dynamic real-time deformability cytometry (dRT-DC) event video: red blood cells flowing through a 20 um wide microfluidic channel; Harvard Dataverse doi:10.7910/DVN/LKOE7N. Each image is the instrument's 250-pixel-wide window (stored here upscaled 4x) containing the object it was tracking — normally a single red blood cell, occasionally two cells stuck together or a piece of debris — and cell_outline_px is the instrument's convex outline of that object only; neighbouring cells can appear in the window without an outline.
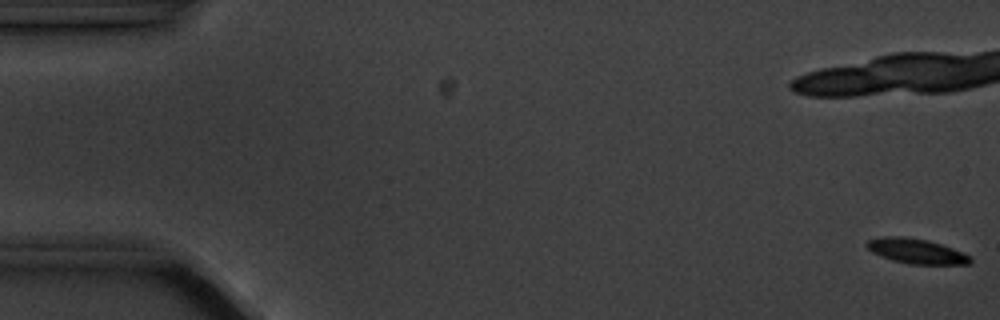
{"species": "common noctule bat (a hibernating species)", "species_latin": "Nyctalus noctula", "temperature_condition": "cold", "stored_images_in_passage": 7, "camera_frame_rate_fps": 3000, "um_per_image_px": 0.085, "animal": {"sex": "male", "body_mass_g": 20.1, "forearm_length_mm": 53.5}, "frame": {"image": 1, "passage_image": 1, "time_ms": 0.0, "image_size_px": [1000, 320], "cell_outline_px": [[972, 260], [968, 264], [912, 264], [892, 260], [872, 252], [864, 244], [868, 240], [880, 236], [904, 236], [928, 240], [952, 248], [968, 256]], "centroid_in_image_um": [77.82, 21.33], "position_along_channel_um": 7.2, "area_um2": 14.85}}
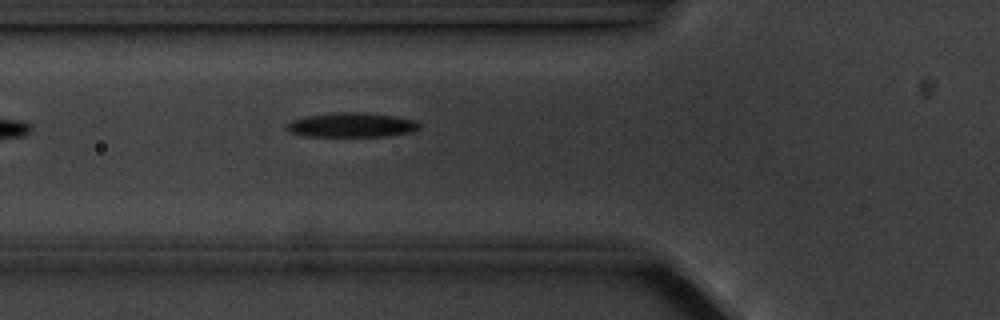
{"frame": {"image": 2, "passage_image": 7, "time_ms": 7.667, "image_size_px": [1000, 320], "cell_outline_px": [[420, 128], [412, 132], [380, 136], [304, 136], [292, 132], [288, 128], [288, 124], [292, 120], [304, 116], [328, 112], [368, 112], [416, 120], [420, 124]], "centroid_in_image_um": [29.9, 10.6], "position_along_channel_um": 95.9, "area_um2": 18.9}}